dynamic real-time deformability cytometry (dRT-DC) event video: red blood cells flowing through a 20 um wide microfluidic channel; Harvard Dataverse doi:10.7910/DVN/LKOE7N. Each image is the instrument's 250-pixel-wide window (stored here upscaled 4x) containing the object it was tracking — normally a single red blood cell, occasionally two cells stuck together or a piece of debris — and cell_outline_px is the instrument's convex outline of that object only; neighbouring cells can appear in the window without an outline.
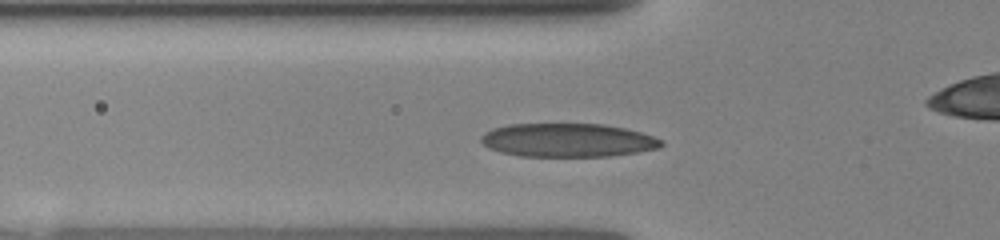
{"species": "human", "species_latin": "Homo sapiens", "temperature_condition": "room temperature", "stored_images_in_passage": 15, "camera_frame_rate_fps": 3000, "um_per_image_px": 0.085, "donor": {"sex": "female"}, "frame": {"image": 1, "passage_image": 10, "time_ms": 3.0, "image_size_px": [1000, 240], "cell_outline_px": [[664, 144], [660, 148], [636, 152], [608, 156], [520, 156], [500, 152], [488, 148], [480, 140], [480, 136], [484, 132], [492, 128], [508, 124], [604, 124], [624, 128], [640, 132], [664, 140]], "centroid_in_image_um": [48.24, 11.91], "position_along_channel_um": 77.6, "area_um2": 35.37}}
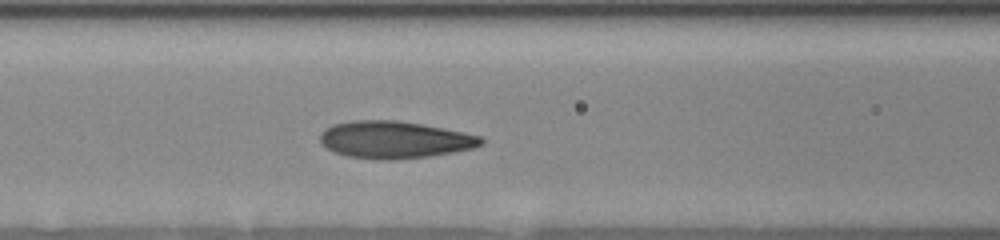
{"frame": {"image": 2, "passage_image": 15, "time_ms": 4.333, "image_size_px": [1000, 240], "cell_outline_px": [[484, 144], [476, 148], [428, 156], [392, 160], [376, 160], [348, 156], [336, 152], [320, 144], [320, 132], [324, 128], [332, 124], [352, 120], [396, 120], [420, 124], [464, 132], [480, 136], [484, 140]], "centroid_in_image_um": [33.52, 11.87], "position_along_channel_um": 133.1, "area_um2": 35.03}}